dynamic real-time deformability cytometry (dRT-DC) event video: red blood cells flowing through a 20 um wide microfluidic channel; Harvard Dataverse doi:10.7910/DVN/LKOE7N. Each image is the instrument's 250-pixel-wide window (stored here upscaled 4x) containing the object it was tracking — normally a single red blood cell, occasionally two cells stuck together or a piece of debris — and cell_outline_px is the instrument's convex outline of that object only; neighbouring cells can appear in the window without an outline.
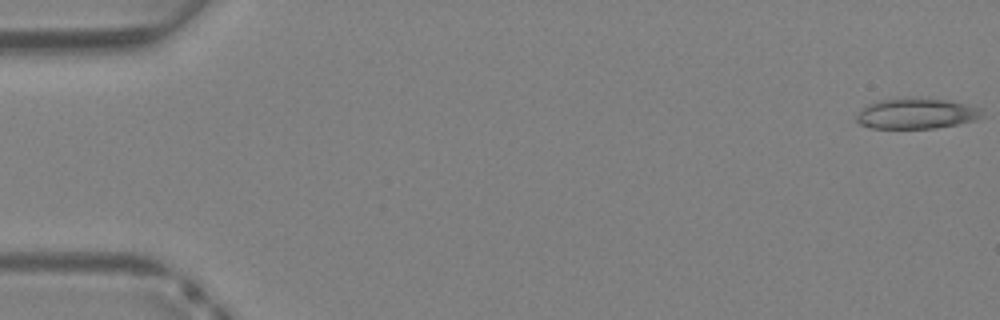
{"species": "Egyptian fruit bat (a non-hibernating species)", "species_latin": "Rousettus aegyptiacus", "temperature_condition": "warm", "stored_images_in_passage": 21, "camera_frame_rate_fps": 3000, "um_per_image_px": 0.085, "animal": {"sex": "female"}, "frame": {"image": 1, "passage_image": 1, "time_ms": 0.0, "image_size_px": [1000, 320], "cell_outline_px": [[984, 116], [972, 120], [956, 124], [936, 128], [872, 128], [860, 124], [856, 120], [856, 116], [868, 104], [880, 100], [952, 100], [984, 108]], "centroid_in_image_um": [77.97, 9.68], "position_along_channel_um": 7.0, "area_um2": 21.73}}
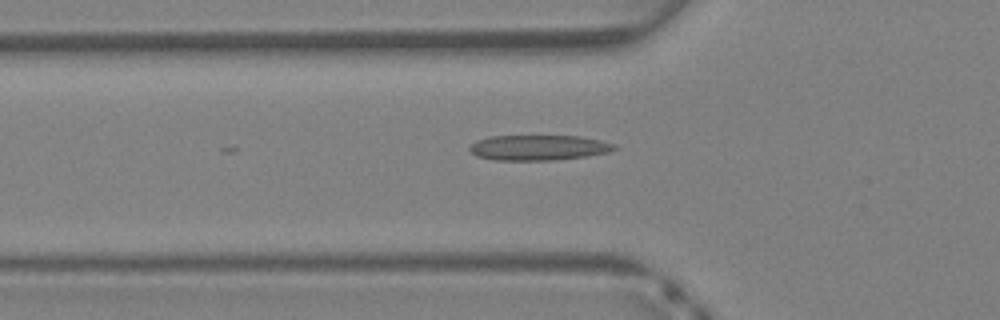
{"frame": {"image": 2, "passage_image": 14, "time_ms": 4.333, "image_size_px": [1000, 320], "cell_outline_px": [[616, 148], [608, 152], [588, 156], [556, 160], [496, 160], [476, 156], [468, 148], [476, 140], [488, 136], [580, 136], [600, 140], [616, 144]], "centroid_in_image_um": [45.77, 12.55], "position_along_channel_um": 80.0, "area_um2": 21.39}}
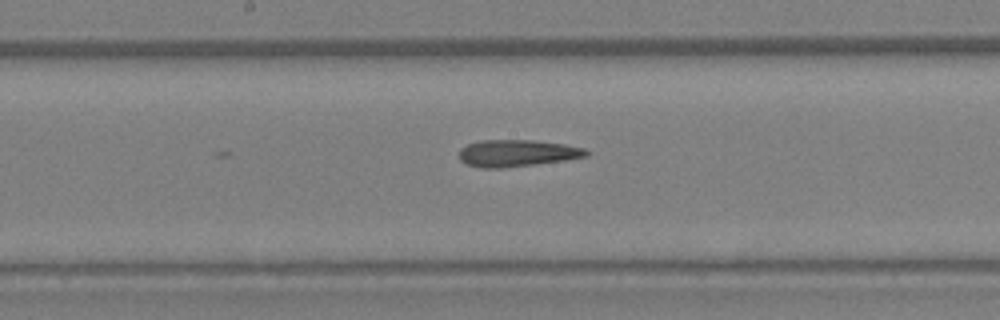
{"frame": {"image": 3, "passage_image": 21, "time_ms": 6.667, "image_size_px": [1000, 320], "cell_outline_px": [[592, 152], [588, 156], [564, 160], [504, 168], [480, 168], [464, 164], [460, 160], [460, 148], [468, 144], [480, 140], [532, 140], [564, 144], [584, 148]], "centroid_in_image_um": [43.94, 13.02], "position_along_channel_um": 204.3, "area_um2": 20.0}}